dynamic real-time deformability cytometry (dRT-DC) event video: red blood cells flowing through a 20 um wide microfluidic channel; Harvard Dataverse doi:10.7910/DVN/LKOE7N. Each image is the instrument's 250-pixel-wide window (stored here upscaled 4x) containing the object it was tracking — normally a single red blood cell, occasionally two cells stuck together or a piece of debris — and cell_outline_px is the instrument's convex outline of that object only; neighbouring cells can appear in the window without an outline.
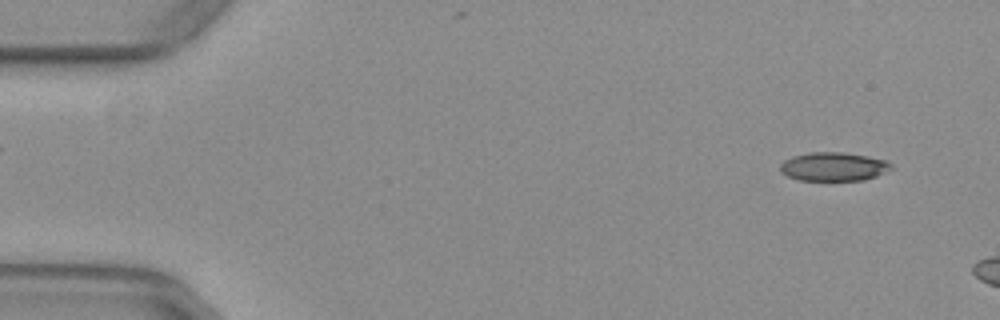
{"species": "common noctule bat (a hibernating species)", "species_latin": "Nyctalus noctula", "temperature_condition": "warm", "stored_images_in_passage": 6, "camera_frame_rate_fps": 3000, "um_per_image_px": 0.085, "animal": {"sex": "female", "body_mass_g": 29.2, "forearm_length_mm": 56.3}, "frame": {"image": 1, "passage_image": 1, "time_ms": 0.0, "image_size_px": [1000, 320], "cell_outline_px": [[896, 168], [876, 176], [864, 180], [800, 180], [788, 176], [780, 172], [780, 164], [784, 160], [792, 156], [808, 152], [844, 152], [868, 156], [888, 160]], "centroid_in_image_um": [70.89, 14.15], "position_along_channel_um": 14.1, "area_um2": 18.84}}